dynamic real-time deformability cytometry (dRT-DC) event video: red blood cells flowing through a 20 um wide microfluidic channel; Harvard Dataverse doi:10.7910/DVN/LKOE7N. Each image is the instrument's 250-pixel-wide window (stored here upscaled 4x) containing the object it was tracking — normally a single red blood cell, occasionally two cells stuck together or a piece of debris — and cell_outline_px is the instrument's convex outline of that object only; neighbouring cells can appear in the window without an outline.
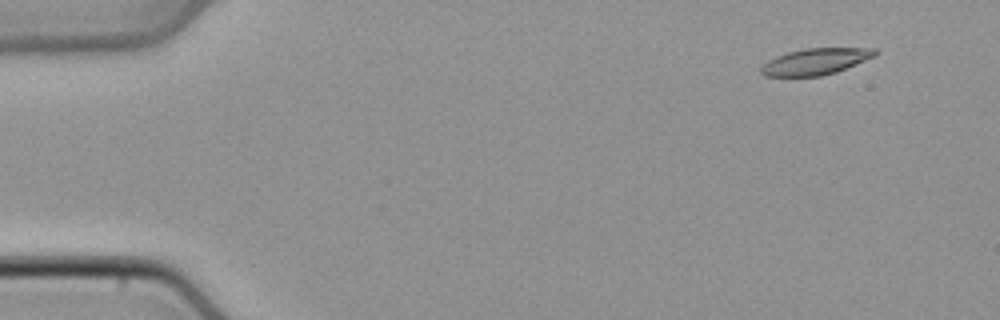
{"species": "common noctule bat (a hibernating species)", "species_latin": "Nyctalus noctula", "temperature_condition": "cold", "stored_images_in_passage": 30, "camera_frame_rate_fps": 3000, "um_per_image_px": 0.085, "animal": {"sex": "male", "body_mass_g": 21.5, "forearm_length_mm": 52.0}, "frame": {"image": 1, "passage_image": 1, "time_ms": 0.0, "image_size_px": [1000, 320], "cell_outline_px": [[880, 52], [876, 56], [836, 72], [820, 76], [764, 76], [760, 72], [760, 68], [768, 60], [776, 56], [788, 52], [804, 48], [876, 48]], "centroid_in_image_um": [69.35, 5.22], "position_along_channel_um": 15.7, "area_um2": 17.57}}
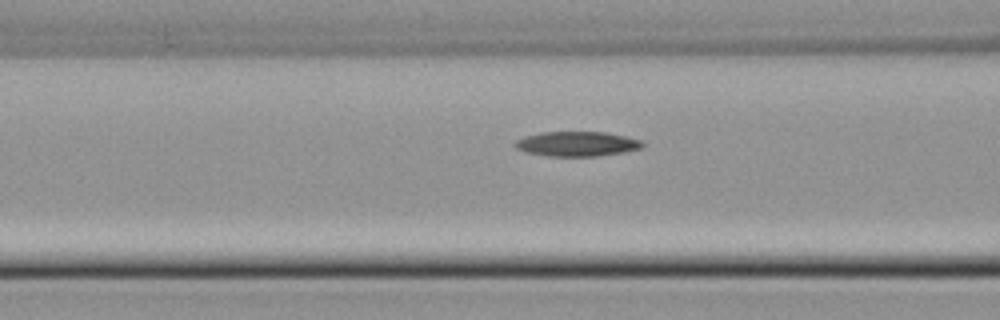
{"frame": {"image": 2, "passage_image": 16, "time_ms": 5.0, "image_size_px": [1000, 320], "cell_outline_px": [[644, 148], [624, 152], [596, 156], [548, 156], [524, 152], [516, 148], [512, 144], [516, 140], [524, 136], [540, 132], [608, 132], [628, 136], [644, 140]], "centroid_in_image_um": [49.07, 12.22], "position_along_channel_um": 117.5, "area_um2": 18.79}}
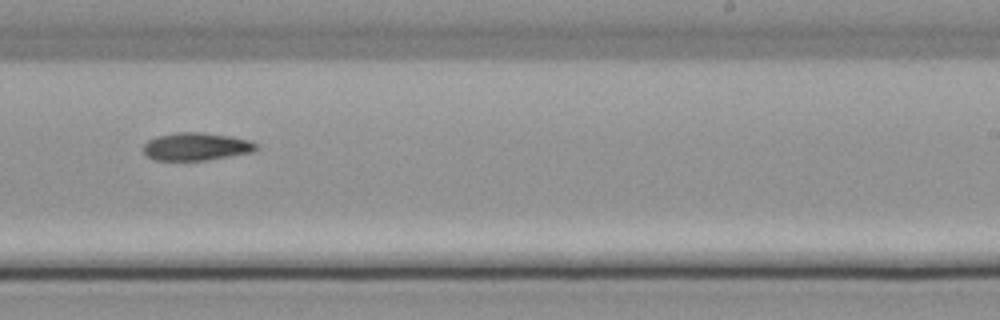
{"frame": {"image": 3, "passage_image": 27, "time_ms": 8.667, "image_size_px": [1000, 320], "cell_outline_px": [[260, 148], [252, 152], [208, 160], [152, 160], [144, 156], [144, 144], [148, 140], [156, 136], [172, 132], [204, 132], [236, 136], [252, 140]], "centroid_in_image_um": [16.69, 12.44], "position_along_channel_um": 272.3, "area_um2": 18.79}}